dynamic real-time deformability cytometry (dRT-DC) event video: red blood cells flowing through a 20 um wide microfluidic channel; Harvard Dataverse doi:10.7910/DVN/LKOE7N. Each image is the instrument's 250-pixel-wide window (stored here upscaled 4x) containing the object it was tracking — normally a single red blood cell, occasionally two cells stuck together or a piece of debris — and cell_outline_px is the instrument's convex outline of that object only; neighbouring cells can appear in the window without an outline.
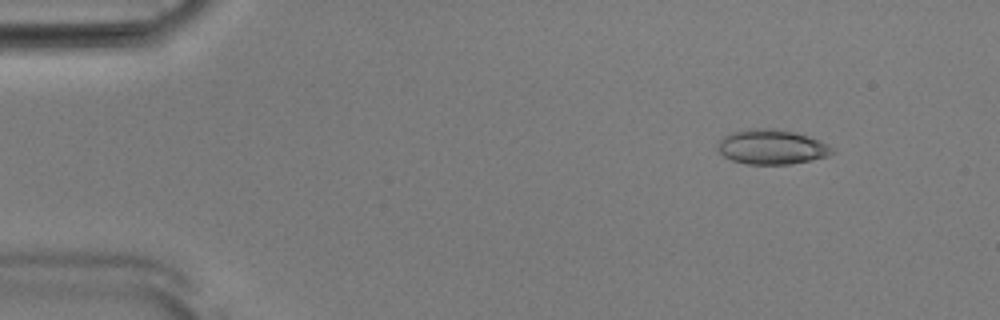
{"species": "Egyptian fruit bat (a non-hibernating species)", "species_latin": "Rousettus aegyptiacus", "temperature_condition": "room temperature", "stored_images_in_passage": 52, "camera_frame_rate_fps": 3000, "um_per_image_px": 0.085, "animal": {"sex": "male"}, "frame": {"image": 1, "passage_image": 6, "time_ms": 1.667, "image_size_px": [1000, 320], "cell_outline_px": [[836, 152], [828, 156], [812, 160], [788, 164], [748, 164], [732, 160], [724, 156], [716, 148], [720, 140], [724, 136], [732, 132], [752, 128], [772, 128], [796, 132], [808, 136], [828, 144], [836, 148]], "centroid_in_image_um": [65.63, 12.49], "position_along_channel_um": 19.4, "area_um2": 23.29}}
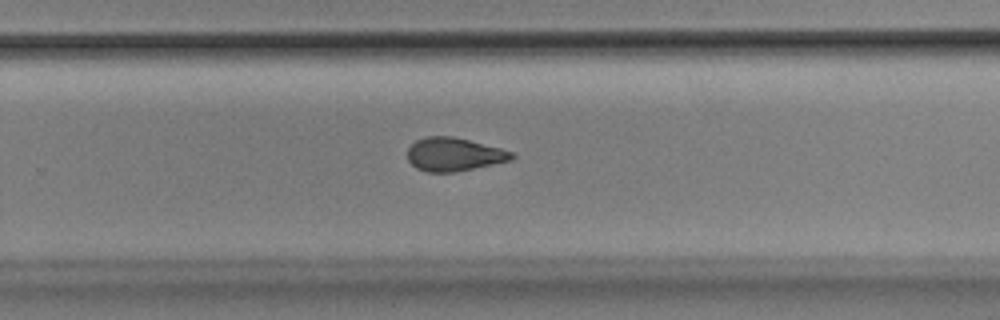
{"frame": {"image": 2, "passage_image": 34, "time_ms": 11.0, "image_size_px": [1000, 320], "cell_outline_px": [[516, 156], [512, 160], [452, 172], [428, 172], [416, 168], [408, 160], [408, 148], [416, 140], [424, 136], [452, 136], [500, 148], [512, 152]], "centroid_in_image_um": [38.56, 13.11], "position_along_channel_um": 291.2, "area_um2": 20.06}}
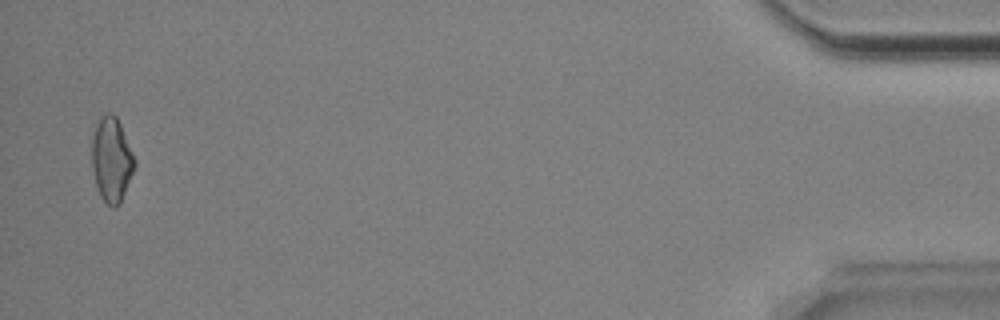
{"frame": {"image": 3, "passage_image": 51, "time_ms": 16.667, "image_size_px": [1000, 320], "cell_outline_px": [[136, 164], [120, 204], [116, 208], [112, 208], [100, 196], [96, 184], [92, 168], [92, 136], [96, 124], [100, 116], [108, 112], [112, 112], [116, 116], [120, 124], [136, 160]], "centroid_in_image_um": [9.48, 13.56], "position_along_channel_um": 425.7, "area_um2": 21.1}, "authors_computed_cell_mechanics": {"area_um2": 20.7791, "velocity_mm_per_s": 3.8932, "shape_relaxation_time_tau1_ms": 9.9045, "shape_relaxation_time_tau2_ms": 2.6209, "deformation_change_tau1": 0.2148, "deformation_change_tau2": 0.0843}}